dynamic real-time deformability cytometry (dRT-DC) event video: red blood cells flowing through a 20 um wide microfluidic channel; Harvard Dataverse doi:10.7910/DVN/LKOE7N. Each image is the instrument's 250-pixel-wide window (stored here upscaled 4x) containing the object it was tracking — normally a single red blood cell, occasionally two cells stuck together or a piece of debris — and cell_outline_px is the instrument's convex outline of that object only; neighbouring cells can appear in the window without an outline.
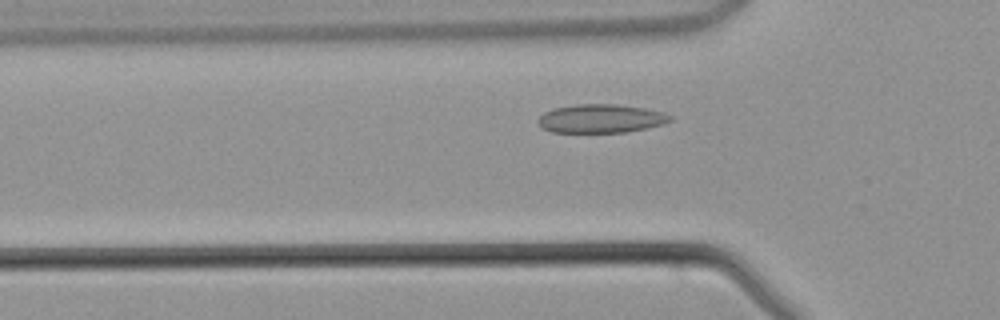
{"species": "common noctule bat (a hibernating species)", "species_latin": "Nyctalus noctula", "temperature_condition": "warm", "stored_images_in_passage": 38, "camera_frame_rate_fps": 3000, "um_per_image_px": 0.085, "animal": {"sex": "male", "body_mass_g": 21.5, "forearm_length_mm": 52.0}, "frame": {"image": 1, "passage_image": 8, "time_ms": 2.333, "image_size_px": [1000, 320], "cell_outline_px": [[672, 120], [664, 124], [648, 128], [624, 132], [552, 132], [540, 128], [536, 120], [544, 112], [552, 108], [576, 104], [612, 104], [644, 108], [664, 112], [672, 116]], "centroid_in_image_um": [51.05, 10.08], "position_along_channel_um": 74.8, "area_um2": 22.2}}
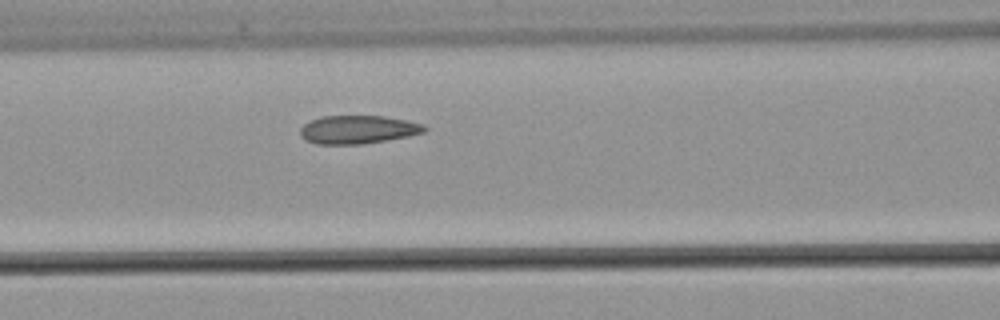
{"frame": {"image": 2, "passage_image": 12, "time_ms": 3.667, "image_size_px": [1000, 320], "cell_outline_px": [[428, 128], [424, 132], [408, 136], [360, 144], [316, 144], [304, 140], [300, 136], [300, 128], [304, 124], [320, 116], [384, 116], [424, 124]], "centroid_in_image_um": [30.39, 11.01], "position_along_channel_um": 136.2, "area_um2": 20.4}}
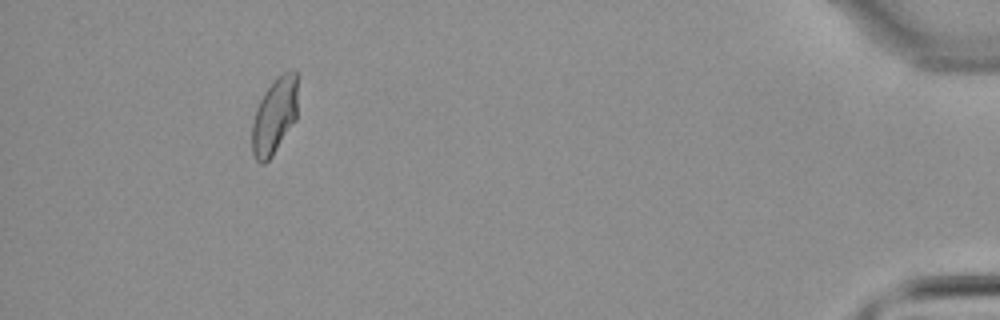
{"frame": {"image": 3, "passage_image": 35, "time_ms": 11.333, "image_size_px": [1000, 320], "cell_outline_px": [[300, 72], [296, 120], [272, 156], [264, 164], [260, 164], [256, 160], [252, 152], [252, 124], [256, 108], [264, 92], [276, 76], [292, 68], [296, 68]], "centroid_in_image_um": [23.39, 9.75], "position_along_channel_um": 411.8, "area_um2": 21.15}}